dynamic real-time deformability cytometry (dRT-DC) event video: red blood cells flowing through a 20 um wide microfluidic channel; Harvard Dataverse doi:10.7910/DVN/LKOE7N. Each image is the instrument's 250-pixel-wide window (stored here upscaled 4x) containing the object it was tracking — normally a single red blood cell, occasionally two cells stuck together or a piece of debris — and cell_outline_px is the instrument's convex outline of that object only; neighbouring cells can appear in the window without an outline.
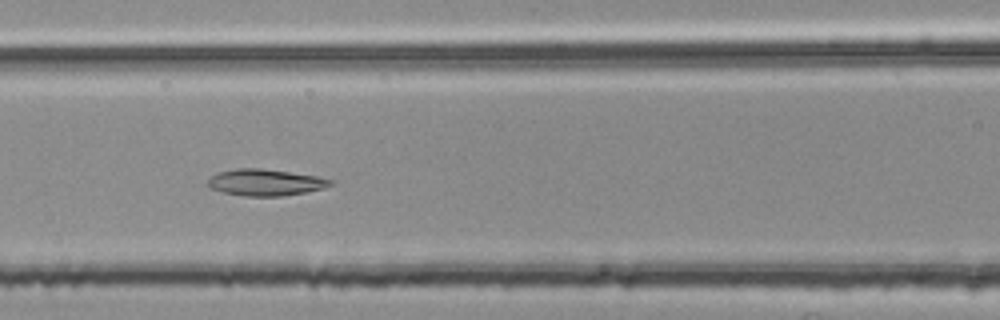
{"species": "common noctule bat (a hibernating species)", "species_latin": "Nyctalus noctula", "temperature_condition": "room temperature", "stored_images_in_passage": 38, "camera_frame_rate_fps": 3000, "um_per_image_px": 0.085, "animal": {"sex": "female", "body_mass_g": 25.1}, "frame": {"image": 1, "passage_image": 23, "time_ms": 7.333, "image_size_px": [1000, 320], "cell_outline_px": [[336, 180], [332, 184], [324, 188], [284, 196], [244, 196], [224, 192], [212, 188], [208, 184], [208, 180], [212, 176], [220, 172], [236, 168], [260, 168], [316, 176]], "centroid_in_image_um": [22.59, 15.5], "position_along_channel_um": 144.0, "area_um2": 18.73}}
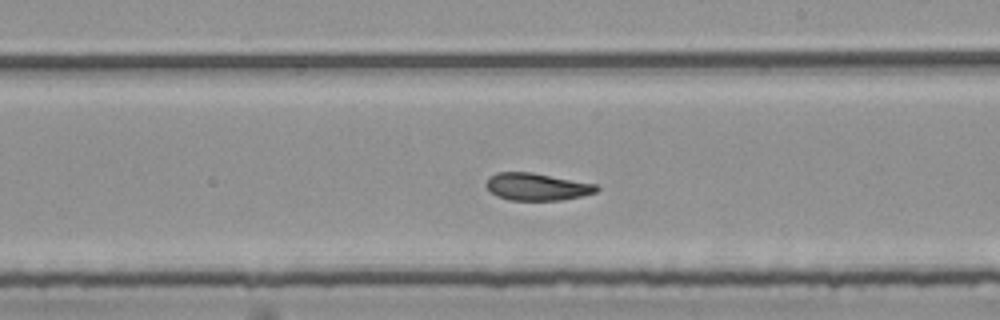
{"frame": {"image": 2, "passage_image": 31, "time_ms": 10.0, "image_size_px": [1000, 320], "cell_outline_px": [[600, 188], [596, 192], [580, 196], [560, 200], [508, 200], [496, 196], [484, 184], [488, 176], [496, 172], [532, 172], [596, 184]], "centroid_in_image_um": [45.59, 15.86], "position_along_channel_um": 243.4, "area_um2": 17.63}}
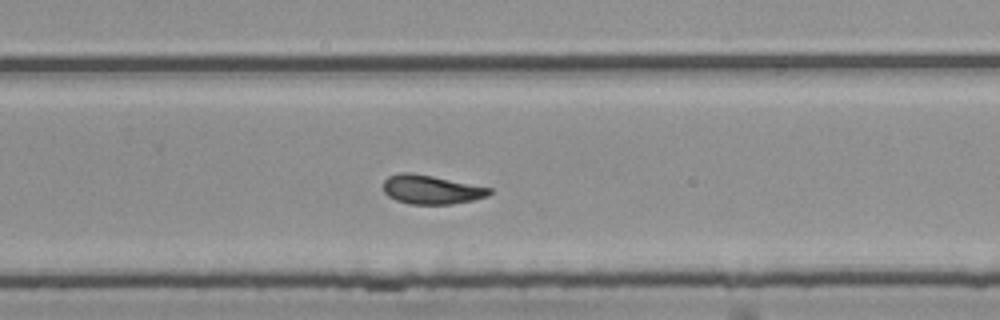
{"frame": {"image": 3, "passage_image": 35, "time_ms": 11.333, "image_size_px": [1000, 320], "cell_outline_px": [[492, 192], [488, 196], [472, 200], [452, 204], [408, 204], [396, 200], [388, 196], [384, 192], [384, 180], [388, 176], [396, 172], [412, 172], [492, 188]], "centroid_in_image_um": [36.63, 16.11], "position_along_channel_um": 293.2, "area_um2": 17.98}}